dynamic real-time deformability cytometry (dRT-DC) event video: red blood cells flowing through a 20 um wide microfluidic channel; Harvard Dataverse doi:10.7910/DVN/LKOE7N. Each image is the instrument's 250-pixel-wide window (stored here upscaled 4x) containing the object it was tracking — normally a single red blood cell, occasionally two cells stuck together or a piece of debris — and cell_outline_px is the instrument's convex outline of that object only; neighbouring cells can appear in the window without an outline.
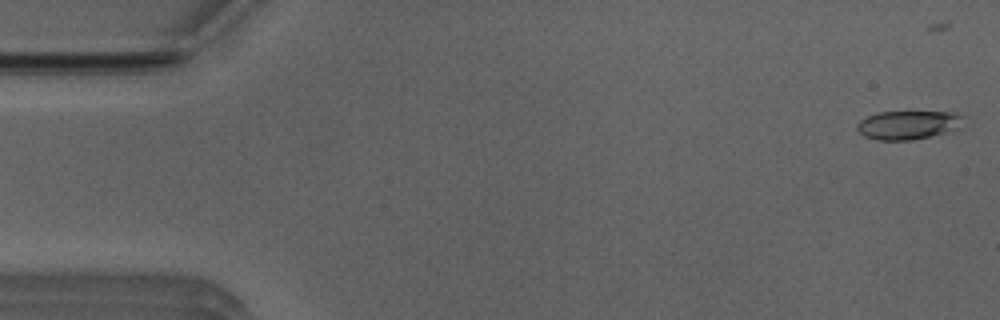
{"species": "Egyptian fruit bat (a non-hibernating species)", "species_latin": "Rousettus aegyptiacus", "temperature_condition": "room temperature", "stored_images_in_passage": 43, "camera_frame_rate_fps": 3000, "um_per_image_px": 0.085, "animal": {"sex": "male"}, "frame": {"image": 1, "passage_image": 2, "time_ms": 0.333, "image_size_px": [1000, 320], "cell_outline_px": [[972, 120], [968, 128], [912, 140], [880, 140], [864, 136], [856, 128], [856, 124], [860, 120], [876, 112], [952, 112], [964, 116]], "centroid_in_image_um": [77.4, 10.62], "position_along_channel_um": 7.6, "area_um2": 18.61}}
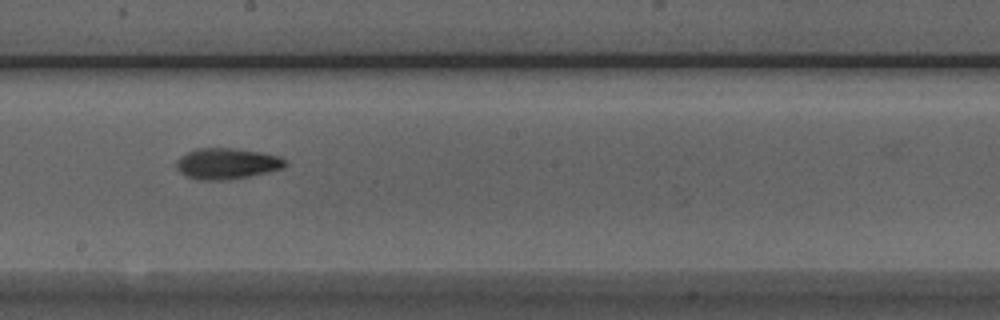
{"frame": {"image": 2, "passage_image": 29, "time_ms": 9.333, "image_size_px": [1000, 320], "cell_outline_px": [[288, 164], [284, 168], [248, 176], [224, 180], [196, 180], [184, 176], [176, 168], [176, 160], [180, 156], [196, 148], [232, 148], [260, 152], [280, 156], [288, 160]], "centroid_in_image_um": [19.27, 13.9], "position_along_channel_um": 228.9, "area_um2": 19.83}}
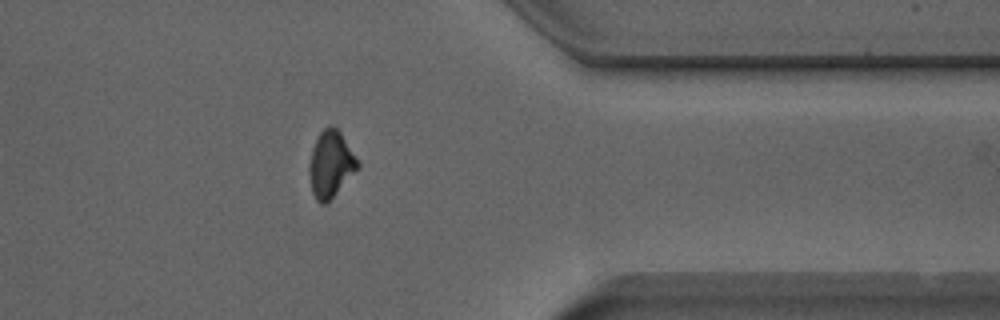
{"frame": {"image": 3, "passage_image": 42, "time_ms": 13.667, "image_size_px": [1000, 320], "cell_outline_px": [[360, 164], [332, 196], [324, 204], [320, 204], [316, 200], [312, 192], [308, 172], [308, 164], [312, 148], [320, 132], [328, 124], [332, 124], [340, 132]], "centroid_in_image_um": [28.05, 13.92], "position_along_channel_um": 383.3, "area_um2": 18.26}}